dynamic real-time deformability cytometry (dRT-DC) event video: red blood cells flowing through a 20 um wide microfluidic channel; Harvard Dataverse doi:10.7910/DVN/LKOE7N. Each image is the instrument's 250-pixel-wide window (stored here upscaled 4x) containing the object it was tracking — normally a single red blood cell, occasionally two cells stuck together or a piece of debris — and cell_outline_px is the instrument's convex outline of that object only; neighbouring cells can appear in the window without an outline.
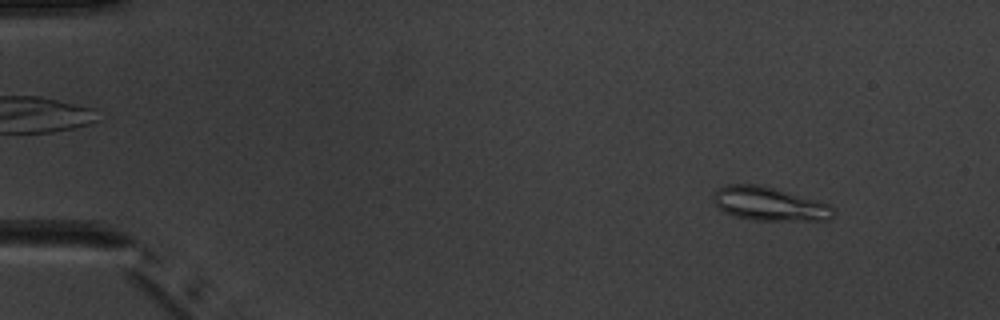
{"species": "common noctule bat (a hibernating species)", "species_latin": "Nyctalus noctula", "temperature_condition": "warm", "stored_images_in_passage": 3, "camera_frame_rate_fps": 3000, "um_per_image_px": 0.085, "animal": {"sex": "male", "body_mass_g": 20.1, "forearm_length_mm": 53.5}, "frame": {"image": 1, "passage_image": 2, "time_ms": 1.0, "image_size_px": [1000, 320], "cell_outline_px": [[836, 216], [832, 220], [752, 220], [732, 216], [724, 212], [712, 200], [712, 196], [724, 184], [760, 184], [776, 188], [828, 204], [836, 208]], "centroid_in_image_um": [65.42, 17.34], "position_along_channel_um": 19.6, "area_um2": 23.81}}